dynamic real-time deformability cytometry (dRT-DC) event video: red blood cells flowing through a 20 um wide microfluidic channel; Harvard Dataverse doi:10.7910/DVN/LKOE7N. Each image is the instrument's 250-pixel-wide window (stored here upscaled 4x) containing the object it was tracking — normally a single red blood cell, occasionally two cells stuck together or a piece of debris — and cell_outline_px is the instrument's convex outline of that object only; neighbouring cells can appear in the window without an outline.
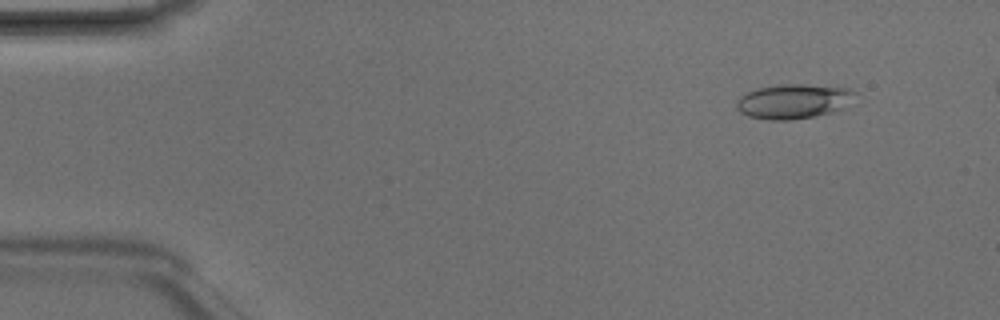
{"species": "Egyptian fruit bat (a non-hibernating species)", "species_latin": "Rousettus aegyptiacus", "temperature_condition": "room temperature", "stored_images_in_passage": 8, "camera_frame_rate_fps": 3000, "um_per_image_px": 0.085, "animal": {"sex": "male"}, "frame": {"image": 1, "passage_image": 2, "time_ms": 0.333, "image_size_px": [1000, 320], "cell_outline_px": [[856, 92], [844, 108], [832, 112], [812, 116], [788, 120], [768, 120], [748, 116], [740, 112], [736, 108], [736, 100], [740, 96], [748, 92], [760, 88], [780, 84], [804, 84], [848, 88]], "centroid_in_image_um": [67.41, 8.61], "position_along_channel_um": 17.6, "area_um2": 23.7}}